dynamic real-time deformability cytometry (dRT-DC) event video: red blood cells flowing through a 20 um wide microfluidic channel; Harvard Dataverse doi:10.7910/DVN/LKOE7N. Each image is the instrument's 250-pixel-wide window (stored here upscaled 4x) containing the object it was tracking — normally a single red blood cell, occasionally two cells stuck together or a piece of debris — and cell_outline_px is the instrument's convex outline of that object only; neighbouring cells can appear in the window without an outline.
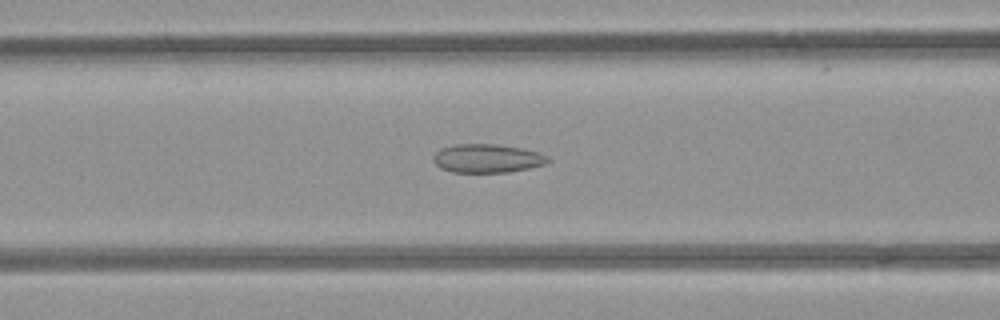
{"species": "common noctule bat (a hibernating species)", "species_latin": "Nyctalus noctula", "temperature_condition": "room temperature", "stored_images_in_passage": 52, "camera_frame_rate_fps": 3000, "um_per_image_px": 0.085, "animal": {"sex": "female", "body_mass_g": 21.9}, "frame": {"image": 1, "passage_image": 21, "time_ms": 6.667, "image_size_px": [1000, 320], "cell_outline_px": [[552, 160], [548, 164], [508, 172], [452, 172], [440, 168], [432, 160], [432, 156], [440, 148], [456, 144], [496, 144], [520, 148], [540, 152], [548, 156]], "centroid_in_image_um": [41.43, 13.46], "position_along_channel_um": 125.2, "area_um2": 19.31}}
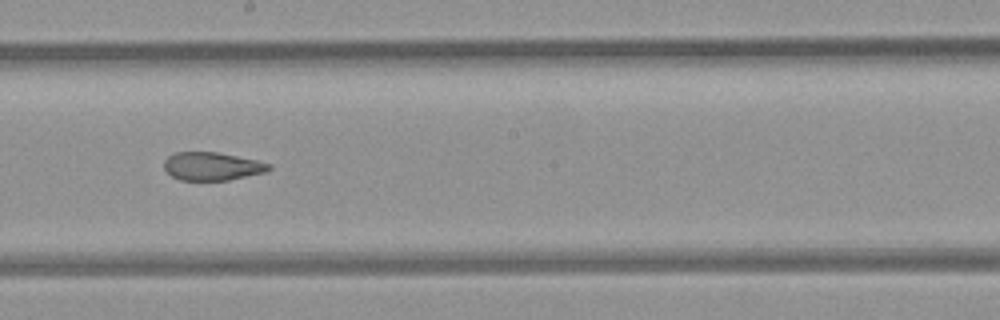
{"frame": {"image": 2, "passage_image": 29, "time_ms": 9.333, "image_size_px": [1000, 320], "cell_outline_px": [[272, 168], [268, 172], [228, 180], [180, 180], [172, 176], [164, 168], [164, 160], [168, 156], [176, 152], [216, 152], [256, 160], [272, 164]], "centroid_in_image_um": [18.05, 14.14], "position_along_channel_um": 230.1, "area_um2": 17.22}}
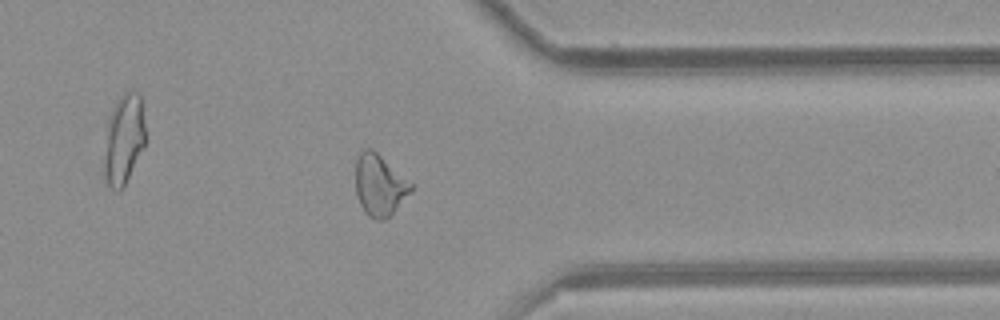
{"frame": {"image": 3, "passage_image": 41, "time_ms": 13.333, "image_size_px": [1000, 320], "cell_outline_px": [[416, 184], [412, 192], [384, 220], [376, 220], [368, 216], [364, 212], [356, 196], [356, 160], [360, 152], [364, 148], [372, 148]], "centroid_in_image_um": [32.29, 15.71], "position_along_channel_um": 379.1, "area_um2": 20.23}, "authors_computed_cell_mechanics": {"area_um2": 20.519, "velocity_mm_per_s": 3.9308, "shape_relaxation_time_tau1_ms": null, "shape_relaxation_time_tau2_ms": 1.6376, "deformation_change_tau1": null, "deformation_change_tau2": 0.0896}}